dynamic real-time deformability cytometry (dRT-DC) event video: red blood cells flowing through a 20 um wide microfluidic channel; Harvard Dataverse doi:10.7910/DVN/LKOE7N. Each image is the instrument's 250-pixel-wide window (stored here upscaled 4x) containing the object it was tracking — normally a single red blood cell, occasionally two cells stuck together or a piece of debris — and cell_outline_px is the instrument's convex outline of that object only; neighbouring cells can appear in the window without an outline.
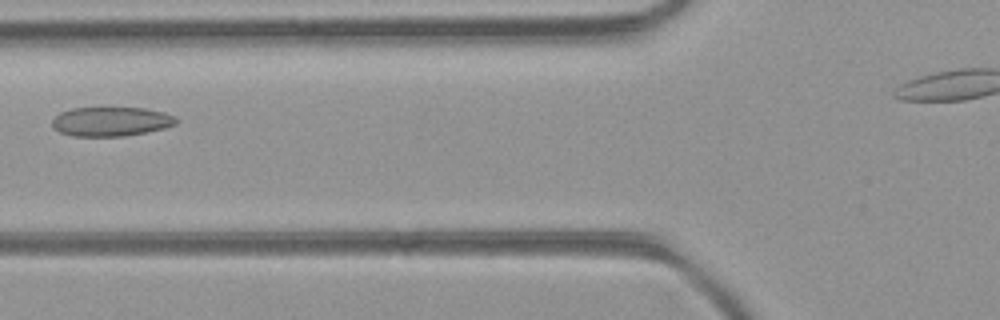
{"species": "common noctule bat (a hibernating species)", "species_latin": "Nyctalus noctula", "temperature_condition": "room temperature", "stored_images_in_passage": 4, "camera_frame_rate_fps": 3000, "um_per_image_px": 0.085, "animal": {"sex": "female", "body_mass_g": 21.9}, "frame": {"image": 1, "passage_image": 4, "time_ms": 1.0, "image_size_px": [1000, 320], "cell_outline_px": [[180, 120], [176, 124], [164, 128], [124, 136], [72, 136], [60, 132], [52, 128], [52, 120], [60, 112], [72, 108], [144, 108], [164, 112]], "centroid_in_image_um": [9.42, 10.33], "position_along_channel_um": 116.4, "area_um2": 21.1}}